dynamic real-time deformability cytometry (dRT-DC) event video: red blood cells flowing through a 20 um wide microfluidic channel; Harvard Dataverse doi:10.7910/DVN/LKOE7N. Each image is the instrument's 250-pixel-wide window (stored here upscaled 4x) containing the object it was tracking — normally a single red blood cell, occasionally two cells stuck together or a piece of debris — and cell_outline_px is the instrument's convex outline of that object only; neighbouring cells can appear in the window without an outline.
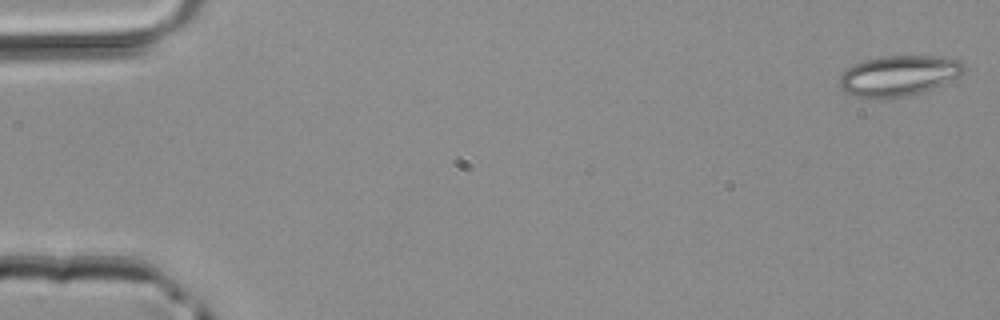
{"species": "common noctule bat (a hibernating species)", "species_latin": "Nyctalus noctula", "temperature_condition": "room temperature", "stored_images_in_passage": 3, "camera_frame_rate_fps": 3000, "um_per_image_px": 0.085, "animal": {"sex": "male", "body_mass_g": 20.4}, "frame": {"image": 1, "passage_image": 1, "time_ms": 0.0, "image_size_px": [1000, 320], "cell_outline_px": [[964, 72], [960, 76], [944, 84], [908, 96], [884, 100], [852, 96], [844, 92], [836, 84], [840, 76], [848, 68], [864, 60], [884, 56], [940, 56], [960, 60], [964, 64]], "centroid_in_image_um": [76.36, 6.46], "position_along_channel_um": 8.6, "area_um2": 29.88}}